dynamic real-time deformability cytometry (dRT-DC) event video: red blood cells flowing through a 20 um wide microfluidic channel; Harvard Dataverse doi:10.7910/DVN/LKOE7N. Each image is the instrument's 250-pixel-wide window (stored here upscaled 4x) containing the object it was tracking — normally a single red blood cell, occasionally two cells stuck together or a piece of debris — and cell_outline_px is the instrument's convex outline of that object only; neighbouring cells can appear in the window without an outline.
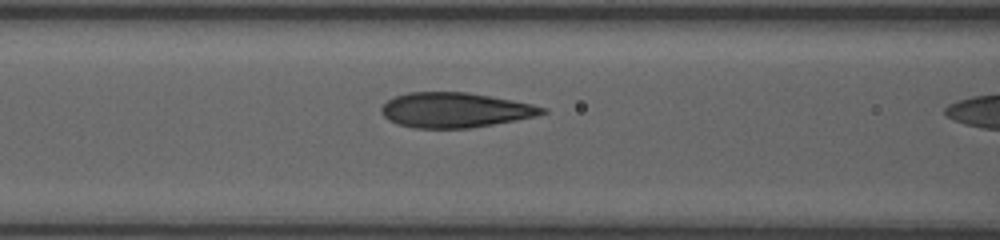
{"species": "human", "species_latin": "Homo sapiens", "temperature_condition": "room temperature", "stored_images_in_passage": 33, "camera_frame_rate_fps": 3000, "um_per_image_px": 0.085, "donor": {"sex": "female"}, "frame": {"image": 1, "passage_image": 31, "time_ms": 6.667, "image_size_px": [1000, 240], "cell_outline_px": [[548, 112], [536, 116], [516, 120], [468, 128], [412, 128], [388, 120], [380, 112], [380, 108], [388, 100], [396, 96], [408, 92], [468, 92], [512, 100], [532, 104], [548, 108]], "centroid_in_image_um": [38.68, 9.35], "position_along_channel_um": 127.9, "area_um2": 32.71}}